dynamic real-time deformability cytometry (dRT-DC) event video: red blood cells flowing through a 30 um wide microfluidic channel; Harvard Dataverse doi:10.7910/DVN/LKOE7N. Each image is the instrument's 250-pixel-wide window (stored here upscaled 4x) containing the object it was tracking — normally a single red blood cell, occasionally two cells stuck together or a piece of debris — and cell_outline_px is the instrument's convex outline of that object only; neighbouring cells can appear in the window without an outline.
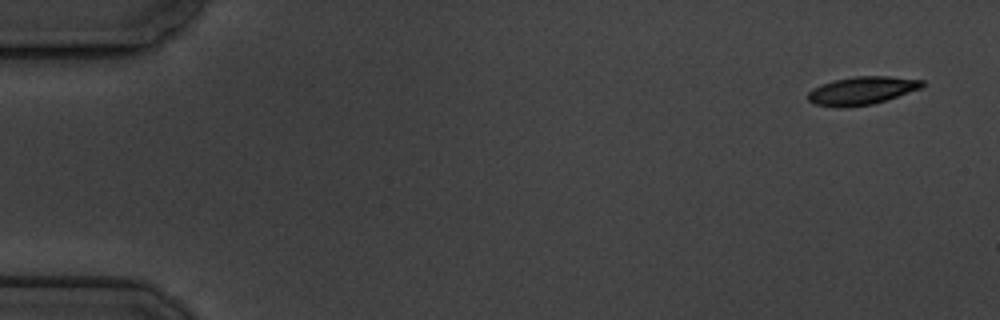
{"species": "common noctule bat (a hibernating species)", "species_latin": "Nyctalus noctula", "temperature_condition": "cold", "stored_images_in_passage": 5, "camera_frame_rate_fps": 3000, "um_per_image_px": 0.085, "animal": {"sex": "male", "body_mass_g": 19.5, "forearm_length_mm": 54.6}, "frame": {"image": 1, "passage_image": 1, "time_ms": 0.0, "image_size_px": [1000, 320], "cell_outline_px": [[924, 84], [920, 88], [872, 104], [844, 108], [836, 108], [816, 104], [808, 100], [808, 92], [812, 88], [832, 80], [856, 76], [892, 76], [924, 80]], "centroid_in_image_um": [73.21, 7.7], "position_along_channel_um": 11.8, "area_um2": 18.61}}
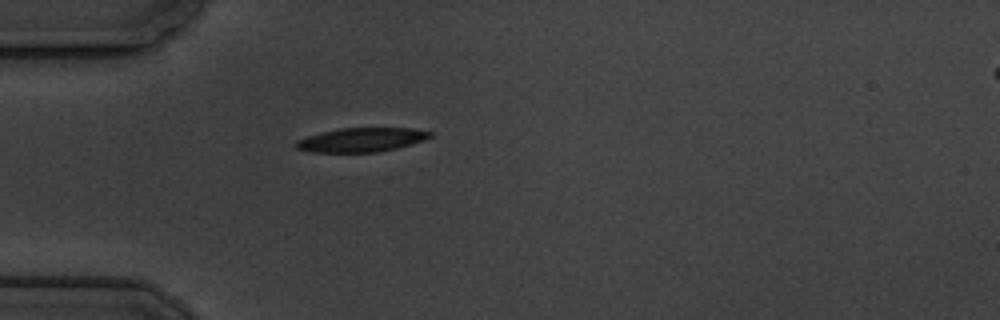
{"frame": {"image": 2, "passage_image": 5, "time_ms": 4.667, "image_size_px": [1000, 320], "cell_outline_px": [[432, 136], [424, 140], [396, 148], [376, 152], [308, 152], [296, 148], [292, 144], [296, 140], [308, 136], [340, 128], [412, 128], [432, 132]], "centroid_in_image_um": [30.69, 11.89], "position_along_channel_um": 54.3, "area_um2": 18.73}}